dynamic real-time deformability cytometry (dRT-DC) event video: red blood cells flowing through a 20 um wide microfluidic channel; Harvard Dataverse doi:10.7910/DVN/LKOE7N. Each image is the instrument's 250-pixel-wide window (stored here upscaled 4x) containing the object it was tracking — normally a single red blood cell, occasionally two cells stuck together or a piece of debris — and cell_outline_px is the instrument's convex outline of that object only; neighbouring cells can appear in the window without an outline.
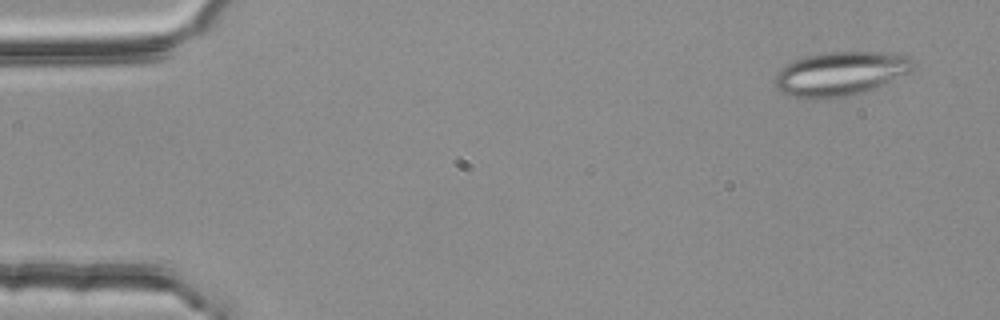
{"species": "common noctule bat (a hibernating species)", "species_latin": "Nyctalus noctula", "temperature_condition": "room temperature", "stored_images_in_passage": 4, "camera_frame_rate_fps": 3000, "um_per_image_px": 0.085, "animal": {"sex": "female", "body_mass_g": 25.1}, "frame": {"image": 1, "passage_image": 1, "time_ms": 0.0, "image_size_px": [1000, 320], "cell_outline_px": [[916, 64], [908, 72], [868, 92], [824, 100], [812, 100], [788, 96], [780, 92], [776, 88], [776, 72], [780, 68], [796, 60], [808, 56], [824, 52], [888, 52], [908, 56]], "centroid_in_image_um": [71.41, 6.29], "position_along_channel_um": 13.6, "area_um2": 35.84}}